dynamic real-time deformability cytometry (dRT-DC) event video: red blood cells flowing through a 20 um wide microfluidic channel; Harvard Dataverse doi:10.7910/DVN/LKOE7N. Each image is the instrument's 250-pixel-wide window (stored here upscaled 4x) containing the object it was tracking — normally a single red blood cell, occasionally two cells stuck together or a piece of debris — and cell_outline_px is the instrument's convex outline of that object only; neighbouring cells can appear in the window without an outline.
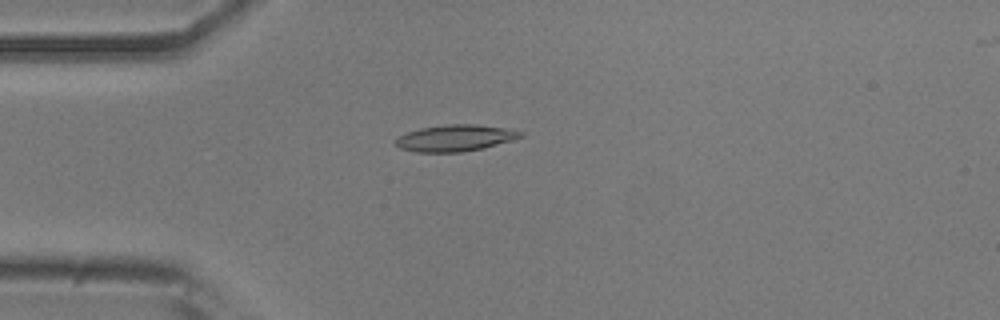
{"species": "common noctule bat (a hibernating species)", "species_latin": "Nyctalus noctula", "temperature_condition": "room temperature", "stored_images_in_passage": 34, "camera_frame_rate_fps": 3000, "um_per_image_px": 0.085, "animal": {"sex": "male", "body_mass_g": 20.5, "forearm_length_mm": 52.5}, "frame": {"image": 1, "passage_image": 1, "time_ms": 0.0, "image_size_px": [1000, 320], "cell_outline_px": [[524, 136], [512, 140], [484, 148], [460, 152], [416, 152], [400, 148], [396, 144], [396, 140], [400, 136], [408, 132], [420, 128], [448, 124], [476, 124], [504, 128], [524, 132]], "centroid_in_image_um": [38.72, 11.73], "position_along_channel_um": 46.3, "area_um2": 19.13}}
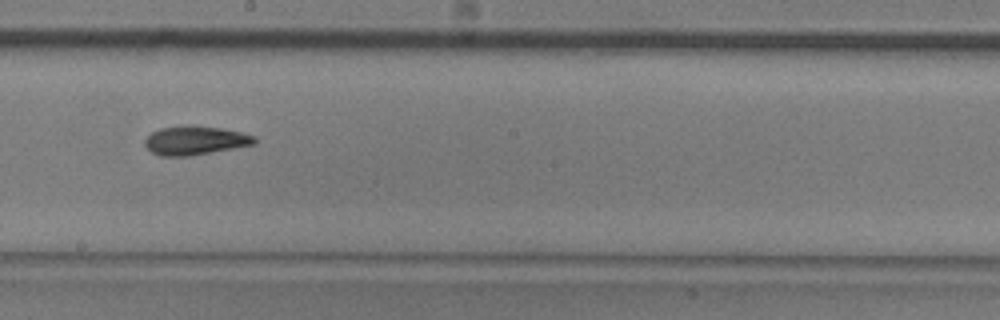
{"frame": {"image": 2, "passage_image": 17, "time_ms": 5.333, "image_size_px": [1000, 320], "cell_outline_px": [[256, 144], [192, 156], [160, 156], [152, 152], [144, 144], [144, 140], [152, 132], [160, 128], [192, 124], [220, 128], [240, 132], [256, 136]], "centroid_in_image_um": [16.6, 11.93], "position_along_channel_um": 231.6, "area_um2": 18.61}}
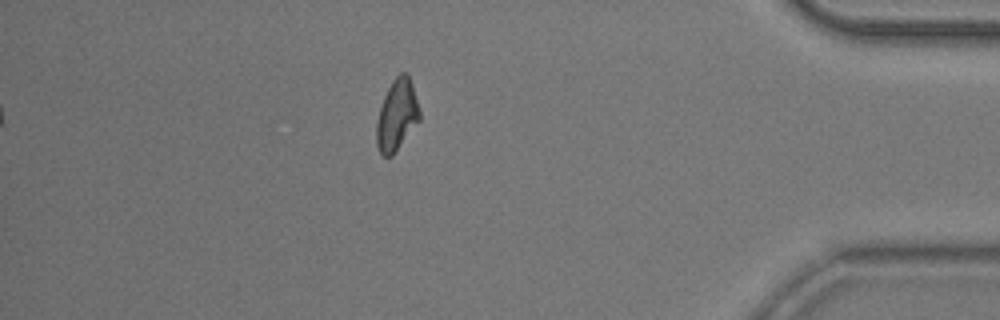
{"frame": {"image": 3, "passage_image": 34, "time_ms": 11.0, "image_size_px": [1000, 320], "cell_outline_px": [[420, 120], [392, 156], [384, 156], [380, 152], [376, 144], [376, 124], [380, 108], [384, 96], [392, 80], [400, 72], [408, 72], [420, 108]], "centroid_in_image_um": [33.74, 9.76], "position_along_channel_um": 401.5, "area_um2": 17.92}, "authors_computed_cell_mechanics": {"area_um2": 18.1203, "velocity_mm_per_s": 3.7275, "shape_relaxation_time_tau1_ms": 6.1539, "shape_relaxation_time_tau2_ms": 5.546, "deformation_change_tau1": 0.1625, "deformation_change_tau2": 0.1233}}